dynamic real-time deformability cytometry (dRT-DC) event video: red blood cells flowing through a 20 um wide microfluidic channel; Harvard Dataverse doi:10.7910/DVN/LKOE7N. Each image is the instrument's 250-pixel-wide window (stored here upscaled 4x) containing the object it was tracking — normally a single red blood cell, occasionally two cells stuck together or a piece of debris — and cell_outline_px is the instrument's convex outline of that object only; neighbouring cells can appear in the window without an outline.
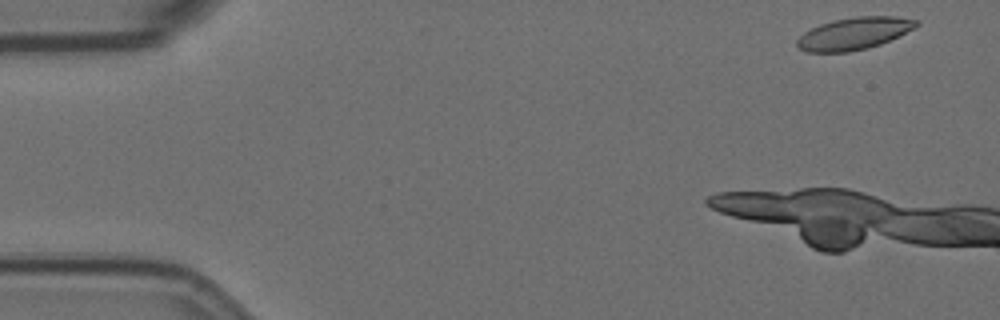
{"species": "Egyptian fruit bat (a non-hibernating species)", "species_latin": "Rousettus aegyptiacus", "temperature_condition": "room temperature", "stored_images_in_passage": 10, "camera_frame_rate_fps": 3000, "um_per_image_px": 0.085, "animal": {"sex": "female"}, "frame": {"image": 1, "passage_image": 1, "time_ms": 0.0, "image_size_px": [1000, 320], "cell_outline_px": [[920, 24], [880, 44], [868, 48], [848, 52], [808, 52], [800, 48], [796, 44], [796, 40], [804, 32], [820, 24], [832, 20], [856, 16], [896, 16], [916, 20]], "centroid_in_image_um": [72.54, 2.84], "position_along_channel_um": 12.5, "area_um2": 22.08}}